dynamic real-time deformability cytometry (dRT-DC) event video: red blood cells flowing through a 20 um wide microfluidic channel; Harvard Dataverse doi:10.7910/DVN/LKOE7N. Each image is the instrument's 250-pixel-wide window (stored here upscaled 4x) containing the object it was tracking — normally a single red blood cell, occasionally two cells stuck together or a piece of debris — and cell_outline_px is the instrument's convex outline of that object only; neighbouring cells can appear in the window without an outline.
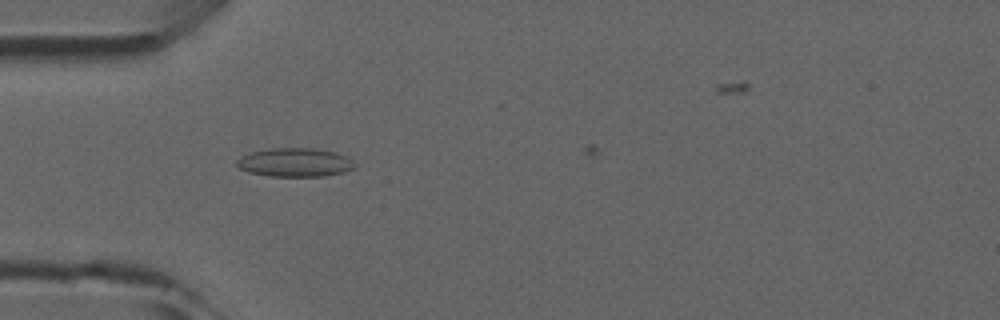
{"species": "common noctule bat (a hibernating species)", "species_latin": "Nyctalus noctula", "temperature_condition": "room temperature", "stored_images_in_passage": 5, "camera_frame_rate_fps": 3000, "um_per_image_px": 0.085, "animal": {"sex": "male", "forearm_length_mm": 52.5}, "frame": {"image": 1, "passage_image": 4, "time_ms": 4.667, "image_size_px": [1000, 320], "cell_outline_px": [[352, 168], [344, 172], [324, 176], [268, 176], [248, 172], [240, 168], [236, 164], [236, 160], [240, 156], [252, 152], [268, 148], [312, 148], [336, 152], [348, 156], [352, 160]], "centroid_in_image_um": [25.03, 13.8], "position_along_channel_um": 60.0, "area_um2": 19.71}}
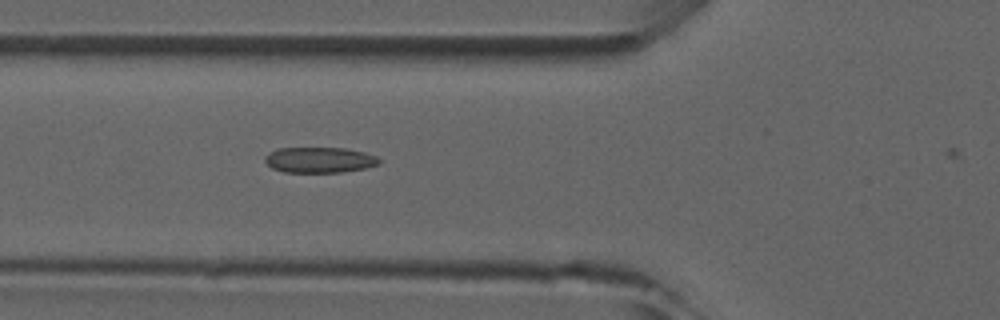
{"frame": {"image": 2, "passage_image": 5, "time_ms": 5.667, "image_size_px": [1000, 320], "cell_outline_px": [[380, 164], [364, 168], [340, 172], [284, 172], [272, 168], [264, 160], [264, 156], [268, 152], [276, 148], [344, 148], [364, 152], [376, 156], [380, 160]], "centroid_in_image_um": [27.12, 13.59], "position_along_channel_um": 98.7, "area_um2": 17.05}}